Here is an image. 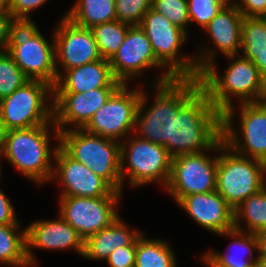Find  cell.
<instances>
[{"label":"cell","instance_id":"obj_1","mask_svg":"<svg viewBox=\"0 0 266 267\" xmlns=\"http://www.w3.org/2000/svg\"><path fill=\"white\" fill-rule=\"evenodd\" d=\"M150 86L154 88L156 97L148 107L147 91L141 90L134 134L168 150V141H172L173 117L202 86L199 78H174Z\"/></svg>","mask_w":266,"mask_h":267},{"label":"cell","instance_id":"obj_2","mask_svg":"<svg viewBox=\"0 0 266 267\" xmlns=\"http://www.w3.org/2000/svg\"><path fill=\"white\" fill-rule=\"evenodd\" d=\"M224 58L228 59L230 64L222 76L215 61L199 76L202 89L207 93L213 106L223 114L228 108L236 105L233 97L238 99L237 104L266 100V85L254 63L241 54Z\"/></svg>","mask_w":266,"mask_h":267},{"label":"cell","instance_id":"obj_3","mask_svg":"<svg viewBox=\"0 0 266 267\" xmlns=\"http://www.w3.org/2000/svg\"><path fill=\"white\" fill-rule=\"evenodd\" d=\"M51 137L58 142L53 148ZM59 137L60 132L55 125L9 130L0 146L1 158L5 157L29 181L44 185L49 183L53 174L52 163Z\"/></svg>","mask_w":266,"mask_h":267},{"label":"cell","instance_id":"obj_4","mask_svg":"<svg viewBox=\"0 0 266 267\" xmlns=\"http://www.w3.org/2000/svg\"><path fill=\"white\" fill-rule=\"evenodd\" d=\"M222 137V114L201 88L173 117L172 157L210 149Z\"/></svg>","mask_w":266,"mask_h":267},{"label":"cell","instance_id":"obj_5","mask_svg":"<svg viewBox=\"0 0 266 267\" xmlns=\"http://www.w3.org/2000/svg\"><path fill=\"white\" fill-rule=\"evenodd\" d=\"M266 186V163L237 154L218 140L216 191L235 209Z\"/></svg>","mask_w":266,"mask_h":267},{"label":"cell","instance_id":"obj_6","mask_svg":"<svg viewBox=\"0 0 266 267\" xmlns=\"http://www.w3.org/2000/svg\"><path fill=\"white\" fill-rule=\"evenodd\" d=\"M59 146L104 179L115 191L124 190L120 174V142L83 129L60 132Z\"/></svg>","mask_w":266,"mask_h":267},{"label":"cell","instance_id":"obj_7","mask_svg":"<svg viewBox=\"0 0 266 267\" xmlns=\"http://www.w3.org/2000/svg\"><path fill=\"white\" fill-rule=\"evenodd\" d=\"M172 159L164 146L139 138L134 133L129 135L120 142V174L123 187L128 179L131 188L158 183L165 189L170 178Z\"/></svg>","mask_w":266,"mask_h":267},{"label":"cell","instance_id":"obj_8","mask_svg":"<svg viewBox=\"0 0 266 267\" xmlns=\"http://www.w3.org/2000/svg\"><path fill=\"white\" fill-rule=\"evenodd\" d=\"M36 23L17 24L5 51L30 80H41L54 86L57 81L55 39L49 41Z\"/></svg>","mask_w":266,"mask_h":267},{"label":"cell","instance_id":"obj_9","mask_svg":"<svg viewBox=\"0 0 266 267\" xmlns=\"http://www.w3.org/2000/svg\"><path fill=\"white\" fill-rule=\"evenodd\" d=\"M151 43L156 59L175 78H199L195 56H187L181 46L188 34L152 8L139 25Z\"/></svg>","mask_w":266,"mask_h":267},{"label":"cell","instance_id":"obj_10","mask_svg":"<svg viewBox=\"0 0 266 267\" xmlns=\"http://www.w3.org/2000/svg\"><path fill=\"white\" fill-rule=\"evenodd\" d=\"M236 110L240 111L239 130L233 121ZM222 137L237 154L266 163V100L240 103L238 109L237 105L228 108L222 114Z\"/></svg>","mask_w":266,"mask_h":267},{"label":"cell","instance_id":"obj_11","mask_svg":"<svg viewBox=\"0 0 266 267\" xmlns=\"http://www.w3.org/2000/svg\"><path fill=\"white\" fill-rule=\"evenodd\" d=\"M0 112L7 131L55 125L53 86L45 81L29 80L0 100Z\"/></svg>","mask_w":266,"mask_h":267},{"label":"cell","instance_id":"obj_12","mask_svg":"<svg viewBox=\"0 0 266 267\" xmlns=\"http://www.w3.org/2000/svg\"><path fill=\"white\" fill-rule=\"evenodd\" d=\"M217 165L218 141L206 151L173 157L166 192L178 203L187 195L215 191Z\"/></svg>","mask_w":266,"mask_h":267},{"label":"cell","instance_id":"obj_13","mask_svg":"<svg viewBox=\"0 0 266 267\" xmlns=\"http://www.w3.org/2000/svg\"><path fill=\"white\" fill-rule=\"evenodd\" d=\"M122 84L82 128L84 131L119 142L134 133L141 88Z\"/></svg>","mask_w":266,"mask_h":267},{"label":"cell","instance_id":"obj_14","mask_svg":"<svg viewBox=\"0 0 266 267\" xmlns=\"http://www.w3.org/2000/svg\"><path fill=\"white\" fill-rule=\"evenodd\" d=\"M114 77L122 84L144 74L146 69L164 70L154 77L153 85L167 82L175 77L156 59L144 30L139 25L130 26L119 50L109 60ZM161 68V69H160Z\"/></svg>","mask_w":266,"mask_h":267},{"label":"cell","instance_id":"obj_15","mask_svg":"<svg viewBox=\"0 0 266 267\" xmlns=\"http://www.w3.org/2000/svg\"><path fill=\"white\" fill-rule=\"evenodd\" d=\"M121 198L122 196H59L58 212L85 241L119 217L116 210Z\"/></svg>","mask_w":266,"mask_h":267},{"label":"cell","instance_id":"obj_16","mask_svg":"<svg viewBox=\"0 0 266 267\" xmlns=\"http://www.w3.org/2000/svg\"><path fill=\"white\" fill-rule=\"evenodd\" d=\"M53 35L57 77L63 71L102 58L91 29L77 26L65 15L61 17L53 29Z\"/></svg>","mask_w":266,"mask_h":267},{"label":"cell","instance_id":"obj_17","mask_svg":"<svg viewBox=\"0 0 266 267\" xmlns=\"http://www.w3.org/2000/svg\"><path fill=\"white\" fill-rule=\"evenodd\" d=\"M244 16L234 3L228 2L218 14L203 28L205 34L214 43L206 47L201 45L196 49L194 55L197 63V70L200 74L208 65L215 61L218 51L224 57L240 54L241 48V27ZM216 50V51H215Z\"/></svg>","mask_w":266,"mask_h":267},{"label":"cell","instance_id":"obj_18","mask_svg":"<svg viewBox=\"0 0 266 267\" xmlns=\"http://www.w3.org/2000/svg\"><path fill=\"white\" fill-rule=\"evenodd\" d=\"M52 181L62 185L60 196L104 197L122 196L123 193L115 191L104 179L74 160L60 146L54 156Z\"/></svg>","mask_w":266,"mask_h":267},{"label":"cell","instance_id":"obj_19","mask_svg":"<svg viewBox=\"0 0 266 267\" xmlns=\"http://www.w3.org/2000/svg\"><path fill=\"white\" fill-rule=\"evenodd\" d=\"M118 88L84 93H53V121L59 132L82 129Z\"/></svg>","mask_w":266,"mask_h":267},{"label":"cell","instance_id":"obj_20","mask_svg":"<svg viewBox=\"0 0 266 267\" xmlns=\"http://www.w3.org/2000/svg\"><path fill=\"white\" fill-rule=\"evenodd\" d=\"M27 258L31 267L37 264L36 254L32 249L65 250L73 249L83 257L84 239L59 214L54 220L39 219L25 227Z\"/></svg>","mask_w":266,"mask_h":267},{"label":"cell","instance_id":"obj_21","mask_svg":"<svg viewBox=\"0 0 266 267\" xmlns=\"http://www.w3.org/2000/svg\"><path fill=\"white\" fill-rule=\"evenodd\" d=\"M177 204L198 226L213 234L234 228V209L216 190L187 195Z\"/></svg>","mask_w":266,"mask_h":267},{"label":"cell","instance_id":"obj_22","mask_svg":"<svg viewBox=\"0 0 266 267\" xmlns=\"http://www.w3.org/2000/svg\"><path fill=\"white\" fill-rule=\"evenodd\" d=\"M122 85L113 75L109 60L98 61L63 71L53 86V93H86L98 88H119Z\"/></svg>","mask_w":266,"mask_h":267},{"label":"cell","instance_id":"obj_23","mask_svg":"<svg viewBox=\"0 0 266 267\" xmlns=\"http://www.w3.org/2000/svg\"><path fill=\"white\" fill-rule=\"evenodd\" d=\"M217 235L233 241L224 253L211 250L200 255V260L207 267H249L258 262L259 256H253V252H258V242L254 233L233 228Z\"/></svg>","mask_w":266,"mask_h":267},{"label":"cell","instance_id":"obj_24","mask_svg":"<svg viewBox=\"0 0 266 267\" xmlns=\"http://www.w3.org/2000/svg\"><path fill=\"white\" fill-rule=\"evenodd\" d=\"M143 231L131 229L119 216L107 228L96 232L84 241L83 258L94 261H104L114 249L136 245Z\"/></svg>","mask_w":266,"mask_h":267},{"label":"cell","instance_id":"obj_25","mask_svg":"<svg viewBox=\"0 0 266 267\" xmlns=\"http://www.w3.org/2000/svg\"><path fill=\"white\" fill-rule=\"evenodd\" d=\"M64 15L77 26L89 29L117 20L115 0H76Z\"/></svg>","mask_w":266,"mask_h":267},{"label":"cell","instance_id":"obj_26","mask_svg":"<svg viewBox=\"0 0 266 267\" xmlns=\"http://www.w3.org/2000/svg\"><path fill=\"white\" fill-rule=\"evenodd\" d=\"M20 224H0V264L31 267L27 258L26 229Z\"/></svg>","mask_w":266,"mask_h":267},{"label":"cell","instance_id":"obj_27","mask_svg":"<svg viewBox=\"0 0 266 267\" xmlns=\"http://www.w3.org/2000/svg\"><path fill=\"white\" fill-rule=\"evenodd\" d=\"M172 246L164 239H151L145 233L137 239L135 267H177Z\"/></svg>","mask_w":266,"mask_h":267},{"label":"cell","instance_id":"obj_28","mask_svg":"<svg viewBox=\"0 0 266 267\" xmlns=\"http://www.w3.org/2000/svg\"><path fill=\"white\" fill-rule=\"evenodd\" d=\"M234 228L254 234L266 229V186L234 209Z\"/></svg>","mask_w":266,"mask_h":267},{"label":"cell","instance_id":"obj_29","mask_svg":"<svg viewBox=\"0 0 266 267\" xmlns=\"http://www.w3.org/2000/svg\"><path fill=\"white\" fill-rule=\"evenodd\" d=\"M131 25L118 20L91 28L100 56L110 60L119 50Z\"/></svg>","mask_w":266,"mask_h":267},{"label":"cell","instance_id":"obj_30","mask_svg":"<svg viewBox=\"0 0 266 267\" xmlns=\"http://www.w3.org/2000/svg\"><path fill=\"white\" fill-rule=\"evenodd\" d=\"M266 50V17H244L241 27L240 54L254 61L256 54Z\"/></svg>","mask_w":266,"mask_h":267},{"label":"cell","instance_id":"obj_31","mask_svg":"<svg viewBox=\"0 0 266 267\" xmlns=\"http://www.w3.org/2000/svg\"><path fill=\"white\" fill-rule=\"evenodd\" d=\"M30 79L18 67L12 57L5 51H0V100L11 95Z\"/></svg>","mask_w":266,"mask_h":267},{"label":"cell","instance_id":"obj_32","mask_svg":"<svg viewBox=\"0 0 266 267\" xmlns=\"http://www.w3.org/2000/svg\"><path fill=\"white\" fill-rule=\"evenodd\" d=\"M151 8L187 34L190 25L187 0H152Z\"/></svg>","mask_w":266,"mask_h":267},{"label":"cell","instance_id":"obj_33","mask_svg":"<svg viewBox=\"0 0 266 267\" xmlns=\"http://www.w3.org/2000/svg\"><path fill=\"white\" fill-rule=\"evenodd\" d=\"M227 3V0H187L190 24L195 22L203 29Z\"/></svg>","mask_w":266,"mask_h":267},{"label":"cell","instance_id":"obj_34","mask_svg":"<svg viewBox=\"0 0 266 267\" xmlns=\"http://www.w3.org/2000/svg\"><path fill=\"white\" fill-rule=\"evenodd\" d=\"M151 6L152 0H115L117 20L131 26L140 25Z\"/></svg>","mask_w":266,"mask_h":267},{"label":"cell","instance_id":"obj_35","mask_svg":"<svg viewBox=\"0 0 266 267\" xmlns=\"http://www.w3.org/2000/svg\"><path fill=\"white\" fill-rule=\"evenodd\" d=\"M48 1L49 0H7V8L18 24L36 23L31 19L30 14Z\"/></svg>","mask_w":266,"mask_h":267},{"label":"cell","instance_id":"obj_36","mask_svg":"<svg viewBox=\"0 0 266 267\" xmlns=\"http://www.w3.org/2000/svg\"><path fill=\"white\" fill-rule=\"evenodd\" d=\"M136 245L119 247L105 260L109 267L135 266Z\"/></svg>","mask_w":266,"mask_h":267},{"label":"cell","instance_id":"obj_37","mask_svg":"<svg viewBox=\"0 0 266 267\" xmlns=\"http://www.w3.org/2000/svg\"><path fill=\"white\" fill-rule=\"evenodd\" d=\"M234 4L244 17H266V0H236Z\"/></svg>","mask_w":266,"mask_h":267},{"label":"cell","instance_id":"obj_38","mask_svg":"<svg viewBox=\"0 0 266 267\" xmlns=\"http://www.w3.org/2000/svg\"><path fill=\"white\" fill-rule=\"evenodd\" d=\"M17 24L7 7L0 11V51L6 49L12 31Z\"/></svg>","mask_w":266,"mask_h":267},{"label":"cell","instance_id":"obj_39","mask_svg":"<svg viewBox=\"0 0 266 267\" xmlns=\"http://www.w3.org/2000/svg\"><path fill=\"white\" fill-rule=\"evenodd\" d=\"M20 222L9 197L0 189V224L11 225L20 224Z\"/></svg>","mask_w":266,"mask_h":267},{"label":"cell","instance_id":"obj_40","mask_svg":"<svg viewBox=\"0 0 266 267\" xmlns=\"http://www.w3.org/2000/svg\"><path fill=\"white\" fill-rule=\"evenodd\" d=\"M254 65L258 68V71L266 85V50L256 54V59L253 61Z\"/></svg>","mask_w":266,"mask_h":267},{"label":"cell","instance_id":"obj_41","mask_svg":"<svg viewBox=\"0 0 266 267\" xmlns=\"http://www.w3.org/2000/svg\"><path fill=\"white\" fill-rule=\"evenodd\" d=\"M258 242V255L259 257H266V229L255 233Z\"/></svg>","mask_w":266,"mask_h":267},{"label":"cell","instance_id":"obj_42","mask_svg":"<svg viewBox=\"0 0 266 267\" xmlns=\"http://www.w3.org/2000/svg\"><path fill=\"white\" fill-rule=\"evenodd\" d=\"M7 130L5 128L4 122H3V118L1 116V112H0V146L3 143V140L6 136Z\"/></svg>","mask_w":266,"mask_h":267},{"label":"cell","instance_id":"obj_43","mask_svg":"<svg viewBox=\"0 0 266 267\" xmlns=\"http://www.w3.org/2000/svg\"><path fill=\"white\" fill-rule=\"evenodd\" d=\"M258 263L261 267H266V257H259Z\"/></svg>","mask_w":266,"mask_h":267},{"label":"cell","instance_id":"obj_44","mask_svg":"<svg viewBox=\"0 0 266 267\" xmlns=\"http://www.w3.org/2000/svg\"><path fill=\"white\" fill-rule=\"evenodd\" d=\"M7 7V0H0V11H3Z\"/></svg>","mask_w":266,"mask_h":267},{"label":"cell","instance_id":"obj_45","mask_svg":"<svg viewBox=\"0 0 266 267\" xmlns=\"http://www.w3.org/2000/svg\"><path fill=\"white\" fill-rule=\"evenodd\" d=\"M2 158H1V149H0V178L2 177L1 175H2V160H1ZM1 180V179H0Z\"/></svg>","mask_w":266,"mask_h":267},{"label":"cell","instance_id":"obj_46","mask_svg":"<svg viewBox=\"0 0 266 267\" xmlns=\"http://www.w3.org/2000/svg\"><path fill=\"white\" fill-rule=\"evenodd\" d=\"M249 267H261L258 262L251 264Z\"/></svg>","mask_w":266,"mask_h":267},{"label":"cell","instance_id":"obj_47","mask_svg":"<svg viewBox=\"0 0 266 267\" xmlns=\"http://www.w3.org/2000/svg\"><path fill=\"white\" fill-rule=\"evenodd\" d=\"M230 3H234L236 0H227Z\"/></svg>","mask_w":266,"mask_h":267}]
</instances>
